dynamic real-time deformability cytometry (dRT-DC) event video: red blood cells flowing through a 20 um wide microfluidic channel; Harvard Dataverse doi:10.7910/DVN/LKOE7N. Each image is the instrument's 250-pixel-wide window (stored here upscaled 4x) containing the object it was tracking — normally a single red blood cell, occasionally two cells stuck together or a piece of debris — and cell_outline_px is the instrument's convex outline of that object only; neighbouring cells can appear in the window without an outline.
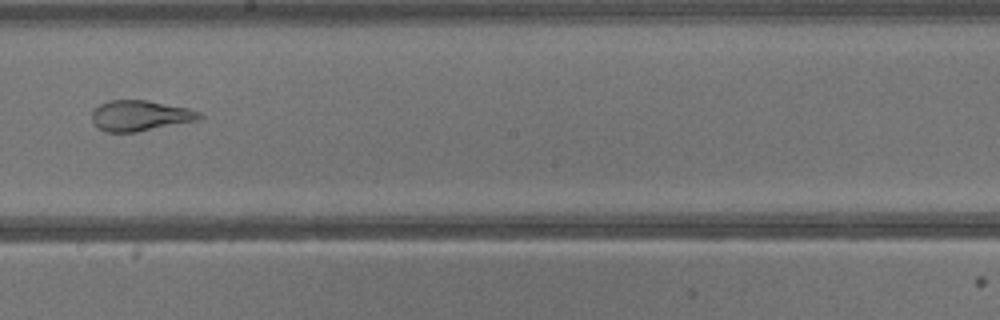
{"species": "common noctule bat (a hibernating species)", "species_latin": "Nyctalus noctula", "temperature_condition": "warm", "stored_images_in_passage": 40, "camera_frame_rate_fps": 3000, "um_per_image_px": 0.085, "animal": {"sex": "male", "body_mass_g": 13.3}, "frame": {"image": 1, "passage_image": 23, "time_ms": 7.333, "image_size_px": [1000, 320], "cell_outline_px": [[204, 116], [196, 120], [136, 132], [104, 132], [96, 128], [92, 120], [92, 112], [100, 104], [112, 100], [148, 100], [188, 108], [200, 112]], "centroid_in_image_um": [11.88, 9.83], "position_along_channel_um": 236.3, "area_um2": 19.07}}
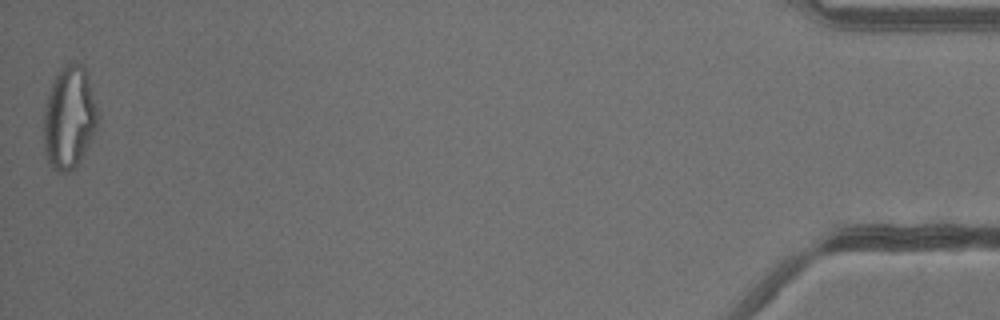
{"frame": {"image": 2, "passage_image": 40, "time_ms": 13.0, "image_size_px": [1000, 320], "cell_outline_px": [[96, 128], [80, 160], [68, 172], [56, 172], [48, 164], [44, 148], [44, 108], [52, 80], [56, 72], [68, 64], [84, 64], [88, 76], [96, 108]], "centroid_in_image_um": [5.84, 10.0], "position_along_channel_um": 429.4, "area_um2": 31.91}}